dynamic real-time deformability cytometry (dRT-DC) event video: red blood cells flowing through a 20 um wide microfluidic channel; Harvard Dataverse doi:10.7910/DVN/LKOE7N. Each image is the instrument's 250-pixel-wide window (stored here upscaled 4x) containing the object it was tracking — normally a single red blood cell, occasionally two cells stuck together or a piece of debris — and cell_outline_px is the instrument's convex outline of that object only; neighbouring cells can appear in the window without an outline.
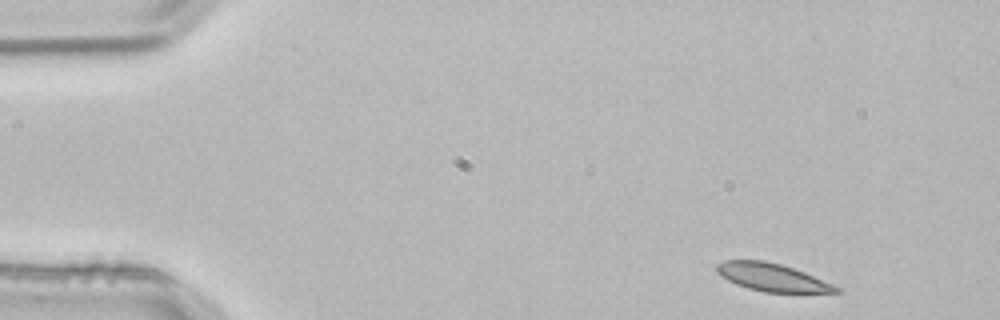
{"species": "common noctule bat (a hibernating species)", "species_latin": "Nyctalus noctula", "temperature_condition": "room temperature", "stored_images_in_passage": 3, "camera_frame_rate_fps": 3000, "um_per_image_px": 0.085, "animal": {"sex": "male", "body_mass_g": 21.5, "forearm_length_mm": 52.0}, "frame": {"image": 1, "passage_image": 1, "time_ms": 0.0, "image_size_px": [1000, 320], "cell_outline_px": [[844, 292], [764, 292], [748, 288], [736, 284], [720, 276], [716, 272], [716, 264], [724, 260], [764, 260], [780, 264], [804, 272], [832, 284], [840, 288]], "centroid_in_image_um": [65.59, 23.56], "position_along_channel_um": 19.4, "area_um2": 19.19}}
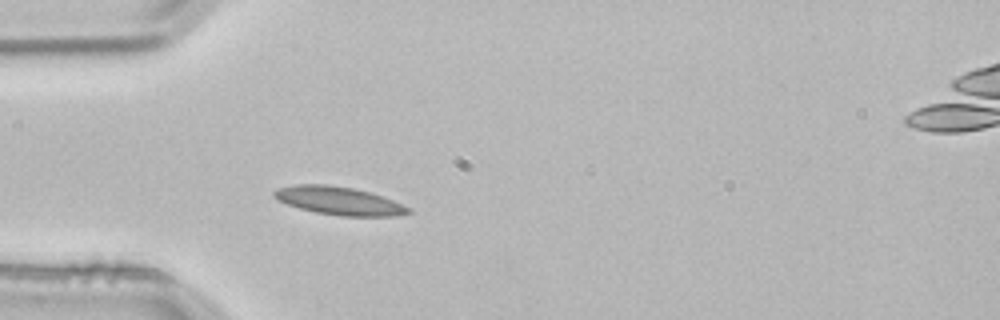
{"frame": {"image": 2, "passage_image": 3, "time_ms": 0.667, "image_size_px": [1000, 320], "cell_outline_px": [[412, 212], [396, 216], [340, 216], [316, 212], [300, 208], [288, 204], [272, 196], [272, 192], [276, 188], [296, 184], [328, 184], [352, 188], [368, 192], [392, 200], [412, 208]], "centroid_in_image_um": [28.8, 17.06], "position_along_channel_um": 56.2, "area_um2": 21.91}}